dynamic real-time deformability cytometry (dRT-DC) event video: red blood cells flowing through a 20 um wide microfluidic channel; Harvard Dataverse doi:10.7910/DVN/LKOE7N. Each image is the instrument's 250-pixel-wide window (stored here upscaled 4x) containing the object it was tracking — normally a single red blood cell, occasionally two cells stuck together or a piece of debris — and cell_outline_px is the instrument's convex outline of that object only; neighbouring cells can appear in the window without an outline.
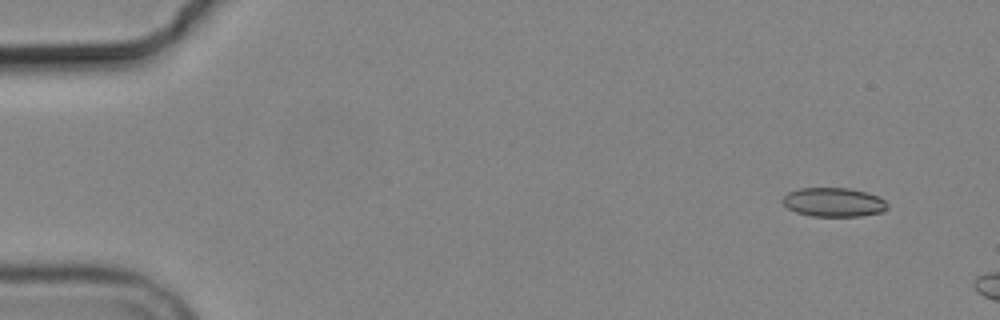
{"species": "common noctule bat (a hibernating species)", "species_latin": "Nyctalus noctula", "temperature_condition": "cold", "stored_images_in_passage": 3, "camera_frame_rate_fps": 3000, "um_per_image_px": 0.085, "animal": {"sex": "male", "body_mass_g": 19.2, "forearm_length_mm": 51.8}, "frame": {"image": 1, "passage_image": 1, "time_ms": 0.0, "image_size_px": [1000, 320], "cell_outline_px": [[888, 208], [884, 212], [860, 216], [812, 216], [796, 212], [788, 208], [780, 200], [788, 192], [800, 188], [848, 188], [880, 196], [888, 204]], "centroid_in_image_um": [70.87, 17.19], "position_along_channel_um": 14.1, "area_um2": 17.8}}